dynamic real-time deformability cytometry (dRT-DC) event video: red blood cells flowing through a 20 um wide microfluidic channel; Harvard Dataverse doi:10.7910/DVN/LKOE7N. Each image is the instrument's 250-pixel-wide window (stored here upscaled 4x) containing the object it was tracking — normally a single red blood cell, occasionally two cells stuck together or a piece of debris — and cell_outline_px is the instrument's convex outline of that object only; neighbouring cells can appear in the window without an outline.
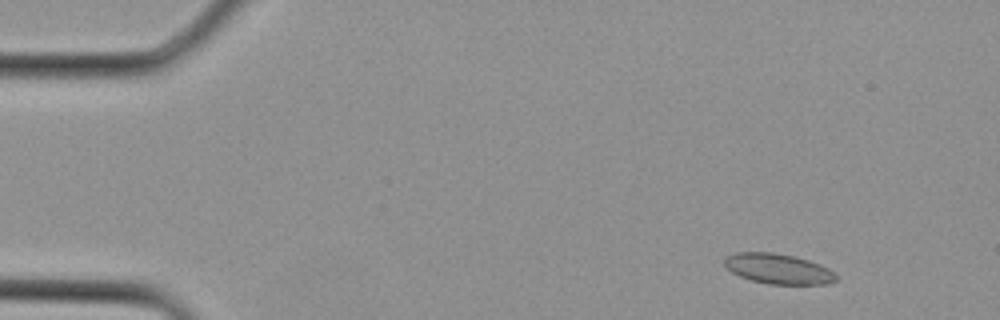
{"species": "Egyptian fruit bat (a non-hibernating species)", "species_latin": "Rousettus aegyptiacus", "temperature_condition": "cold", "stored_images_in_passage": 3, "camera_frame_rate_fps": 3000, "um_per_image_px": 0.085, "animal": {"sex": "female"}, "frame": {"image": 1, "passage_image": 1, "time_ms": 0.0, "image_size_px": [1000, 320], "cell_outline_px": [[836, 280], [828, 284], [772, 284], [752, 280], [740, 276], [732, 272], [724, 264], [724, 256], [736, 252], [772, 252], [792, 256], [808, 260], [820, 264], [828, 268], [836, 276]], "centroid_in_image_um": [66.12, 22.84], "position_along_channel_um": 18.9, "area_um2": 19.48}}
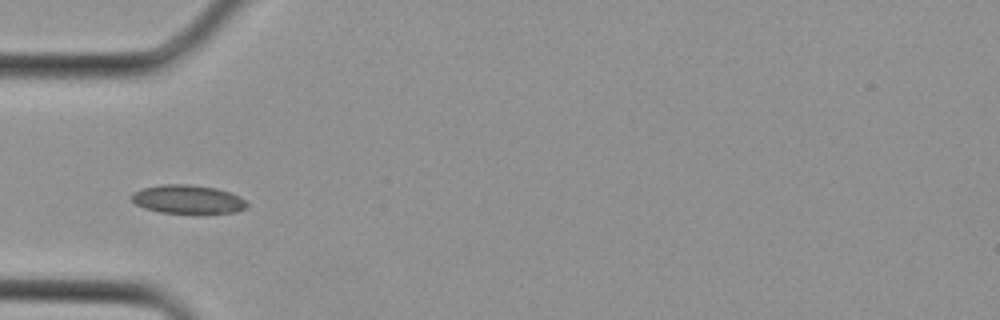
{"frame": {"image": 2, "passage_image": 3, "time_ms": 0.667, "image_size_px": [1000, 320], "cell_outline_px": [[248, 204], [244, 208], [236, 212], [204, 216], [160, 212], [144, 208], [136, 204], [132, 200], [132, 192], [140, 188], [160, 184], [188, 184], [216, 188], [240, 196]], "centroid_in_image_um": [15.97, 16.98], "position_along_channel_um": 69.0, "area_um2": 20.06}}